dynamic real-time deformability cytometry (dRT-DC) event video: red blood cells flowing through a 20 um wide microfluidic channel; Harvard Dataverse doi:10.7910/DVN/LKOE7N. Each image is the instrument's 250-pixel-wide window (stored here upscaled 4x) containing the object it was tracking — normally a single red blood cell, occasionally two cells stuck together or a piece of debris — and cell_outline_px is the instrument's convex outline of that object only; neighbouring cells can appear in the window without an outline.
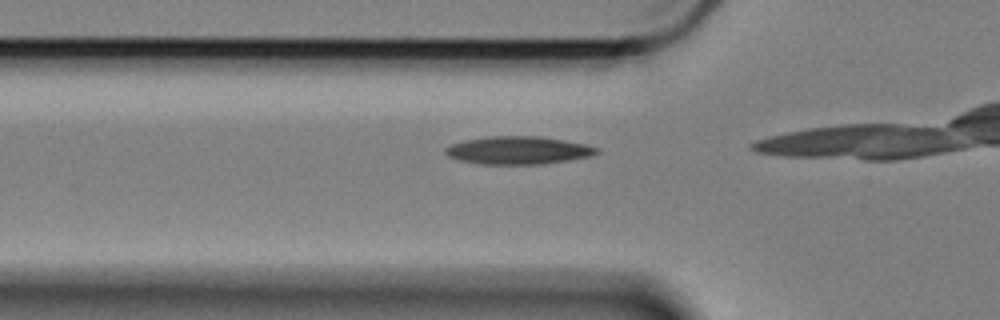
{"species": "Egyptian fruit bat (a non-hibernating species)", "species_latin": "Rousettus aegyptiacus", "temperature_condition": "cold", "stored_images_in_passage": 13, "camera_frame_rate_fps": 3000, "um_per_image_px": 0.085, "animal": {"sex": "female"}, "frame": {"image": 1, "passage_image": 11, "time_ms": 3.333, "image_size_px": [1000, 320], "cell_outline_px": [[600, 152], [588, 156], [564, 160], [536, 164], [484, 164], [460, 160], [448, 156], [444, 152], [444, 148], [452, 144], [464, 140], [488, 136], [540, 136], [564, 140], [584, 144], [600, 148]], "centroid_in_image_um": [44.01, 12.76], "position_along_channel_um": 81.8, "area_um2": 24.28}}